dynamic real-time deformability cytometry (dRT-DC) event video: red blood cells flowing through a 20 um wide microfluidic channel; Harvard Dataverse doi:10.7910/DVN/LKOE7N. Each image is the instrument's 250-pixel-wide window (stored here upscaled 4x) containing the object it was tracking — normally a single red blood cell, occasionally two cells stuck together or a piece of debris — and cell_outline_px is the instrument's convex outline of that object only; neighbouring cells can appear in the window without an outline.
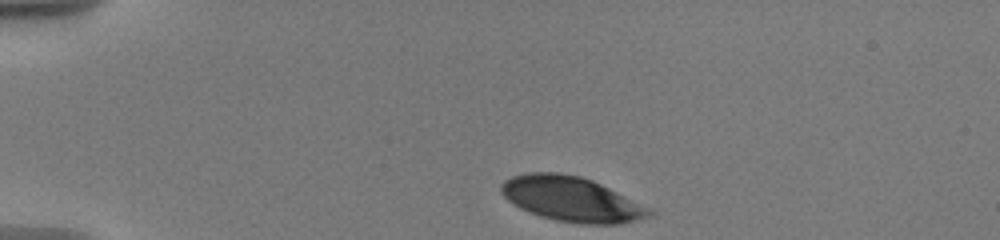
{"species": "human", "species_latin": "Homo sapiens", "temperature_condition": "warm", "stored_images_in_passage": 23, "camera_frame_rate_fps": 3000, "um_per_image_px": 0.085, "donor": {"sex": "male"}, "frame": {"image": 1, "passage_image": 1, "time_ms": 0.0, "image_size_px": [1000, 240], "cell_outline_px": [[656, 212], [652, 216], [620, 224], [580, 224], [556, 220], [540, 216], [520, 208], [512, 204], [500, 192], [500, 184], [504, 180], [512, 176], [528, 172], [560, 172], [580, 176], [592, 180], [652, 208]], "centroid_in_image_um": [48.59, 16.92], "position_along_channel_um": 36.4, "area_um2": 39.02}}
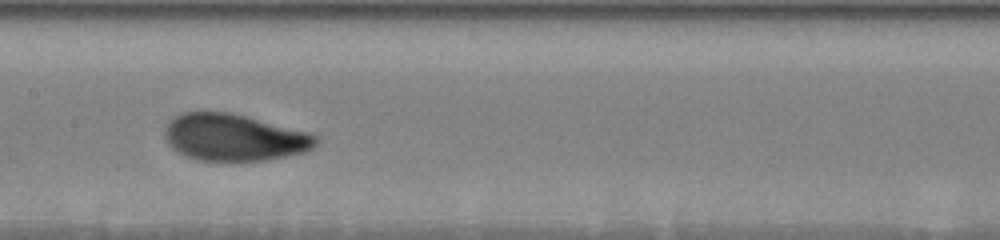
{"frame": {"image": 2, "passage_image": 11, "time_ms": 6.0, "image_size_px": [1000, 240], "cell_outline_px": [[320, 140], [312, 148], [304, 152], [268, 160], [232, 164], [196, 160], [184, 156], [176, 152], [168, 144], [164, 136], [164, 128], [168, 120], [172, 116], [180, 112], [204, 108], [232, 112], [308, 132], [316, 136]], "centroid_in_image_um": [19.79, 11.68], "position_along_channel_um": 187.6, "area_um2": 43.41}}
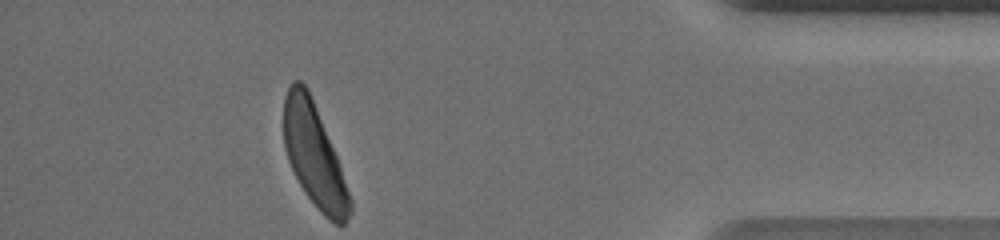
{"frame": {"image": 3, "passage_image": 23, "time_ms": 13.333, "image_size_px": [1000, 240], "cell_outline_px": [[352, 212], [344, 224], [336, 224], [324, 216], [320, 212], [308, 196], [300, 184], [288, 160], [284, 144], [284, 96], [292, 80], [300, 80], [308, 88], [336, 156], [352, 200]], "centroid_in_image_um": [26.7, 13.21], "position_along_channel_um": 408.5, "area_um2": 38.96}, "authors_computed_cell_mechanics": {"area_um2": 40.6912, "velocity_mm_per_s": 3.5187, "shape_relaxation_time_tau1_ms": 2.429, "shape_relaxation_time_tau2_ms": null, "deformation_change_tau1": 0.1362, "deformation_change_tau2": null}}